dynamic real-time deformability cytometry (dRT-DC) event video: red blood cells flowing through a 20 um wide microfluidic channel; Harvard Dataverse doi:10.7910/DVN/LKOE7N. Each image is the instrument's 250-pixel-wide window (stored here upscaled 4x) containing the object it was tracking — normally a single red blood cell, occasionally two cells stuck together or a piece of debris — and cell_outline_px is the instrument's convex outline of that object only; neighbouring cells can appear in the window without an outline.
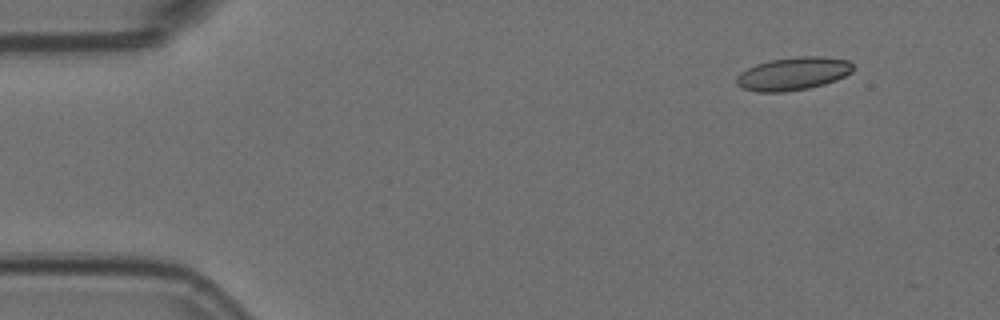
{"species": "Egyptian fruit bat (a non-hibernating species)", "species_latin": "Rousettus aegyptiacus", "temperature_condition": "room temperature", "stored_images_in_passage": 5, "camera_frame_rate_fps": 3000, "um_per_image_px": 0.085, "animal": {"sex": "female"}, "frame": {"image": 1, "passage_image": 2, "time_ms": 0.333, "image_size_px": [1000, 320], "cell_outline_px": [[856, 68], [852, 72], [836, 80], [824, 84], [808, 88], [784, 92], [756, 92], [744, 88], [736, 84], [736, 76], [740, 72], [756, 64], [772, 60], [800, 56], [820, 56], [848, 60]], "centroid_in_image_um": [67.43, 6.26], "position_along_channel_um": 17.6, "area_um2": 22.43}}
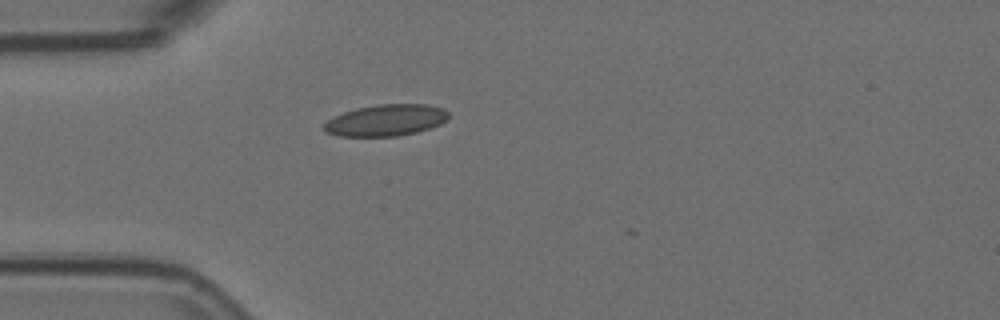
{"frame": {"image": 2, "passage_image": 5, "time_ms": 1.333, "image_size_px": [1000, 320], "cell_outline_px": [[448, 120], [440, 124], [416, 132], [396, 136], [340, 136], [324, 132], [324, 124], [328, 120], [344, 112], [356, 108], [380, 104], [428, 104], [444, 108], [448, 112]], "centroid_in_image_um": [32.83, 10.21], "position_along_channel_um": 52.2, "area_um2": 22.77}}